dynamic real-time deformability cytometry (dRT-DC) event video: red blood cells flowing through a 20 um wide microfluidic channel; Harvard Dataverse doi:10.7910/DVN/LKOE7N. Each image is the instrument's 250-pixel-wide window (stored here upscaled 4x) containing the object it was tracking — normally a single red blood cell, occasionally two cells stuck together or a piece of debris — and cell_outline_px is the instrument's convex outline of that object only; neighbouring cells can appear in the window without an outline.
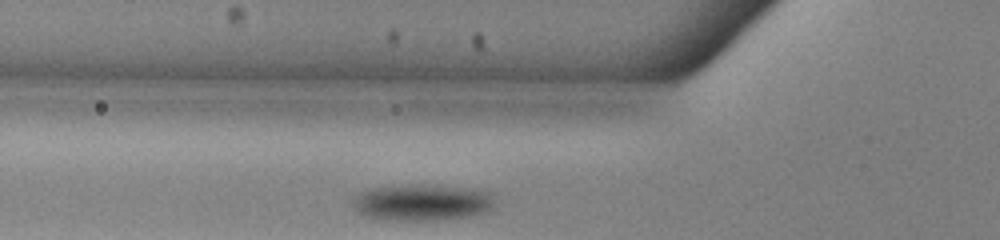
{"species": "common noctule bat (a hibernating species)", "species_latin": "Nyctalus noctula", "temperature_condition": "warm", "stored_images_in_passage": 33, "camera_frame_rate_fps": 3000, "um_per_image_px": 0.085, "animal": {"sex": "male", "body_mass_g": 13.0, "forearm_length_mm": 53.1}, "frame": {"image": 1, "passage_image": 2, "time_ms": 0.333, "image_size_px": [1000, 240], "cell_outline_px": [[492, 208], [488, 212], [468, 216], [436, 220], [392, 220], [364, 216], [356, 212], [352, 208], [352, 196], [360, 192], [372, 188], [408, 184], [436, 184], [492, 192]], "centroid_in_image_um": [35.81, 17.19], "position_along_channel_um": 90.0, "area_um2": 30.52}}
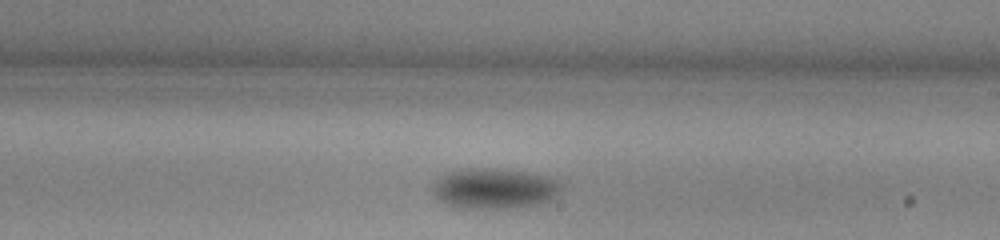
{"frame": {"image": 2, "passage_image": 14, "time_ms": 4.333, "image_size_px": [1000, 240], "cell_outline_px": [[564, 184], [560, 192], [548, 200], [532, 204], [500, 208], [468, 208], [452, 204], [440, 200], [436, 196], [436, 180], [448, 172], [468, 168], [496, 168], [524, 172], [548, 176]], "centroid_in_image_um": [42.08, 15.99], "position_along_channel_um": 246.9, "area_um2": 29.36}}
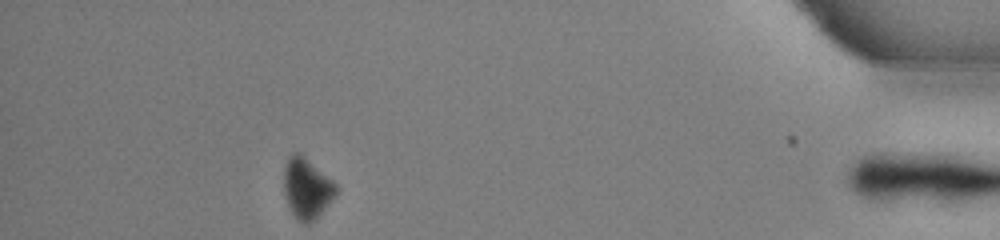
{"frame": {"image": 3, "passage_image": 31, "time_ms": 10.0, "image_size_px": [1000, 240], "cell_outline_px": [[340, 188], [328, 204], [308, 224], [304, 224], [296, 220], [284, 196], [284, 168], [288, 156], [292, 152], [300, 152], [332, 180]], "centroid_in_image_um": [26.06, 15.97], "position_along_channel_um": 409.1, "area_um2": 18.32}}